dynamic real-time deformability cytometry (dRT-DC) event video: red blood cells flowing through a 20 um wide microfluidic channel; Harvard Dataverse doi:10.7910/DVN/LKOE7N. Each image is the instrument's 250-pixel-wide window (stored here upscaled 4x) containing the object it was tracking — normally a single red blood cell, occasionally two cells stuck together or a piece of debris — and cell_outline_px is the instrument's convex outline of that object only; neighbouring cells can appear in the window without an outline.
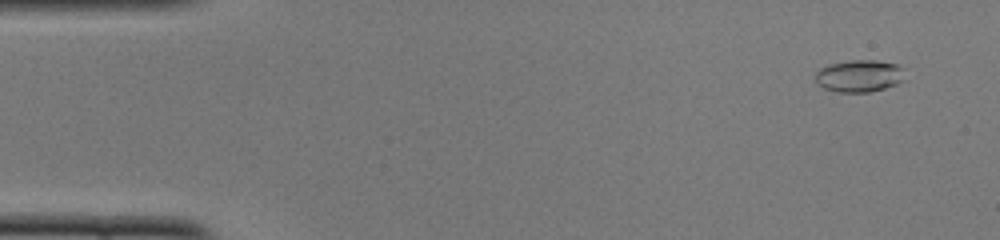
{"species": "common noctule bat (a hibernating species)", "species_latin": "Nyctalus noctula", "temperature_condition": "cold", "stored_images_in_passage": 51, "segment_of_instrument_passage": [1, 2], "camera_frame_rate_fps": 3000, "um_per_image_px": 0.085, "animal": {"sex": "female", "body_mass_g": 22.0, "forearm_length_mm": 56.7}, "frame": {"image": 1, "passage_image": 3, "time_ms": 0.667, "image_size_px": [1000, 240], "cell_outline_px": [[904, 80], [896, 84], [884, 88], [868, 92], [836, 92], [824, 88], [816, 84], [816, 72], [820, 68], [828, 64], [852, 60], [876, 60], [900, 64], [904, 68]], "centroid_in_image_um": [73.05, 6.44], "position_along_channel_um": 11.9, "area_um2": 16.99}}
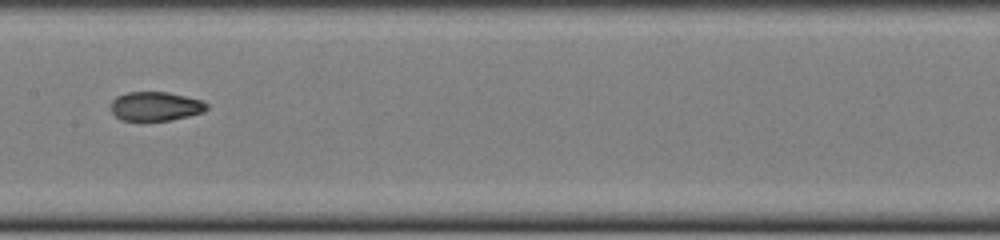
{"frame": {"image": 2, "passage_image": 25, "time_ms": 8.0, "image_size_px": [1000, 240], "cell_outline_px": [[208, 108], [204, 112], [172, 120], [120, 120], [112, 112], [112, 100], [116, 96], [128, 92], [168, 92], [200, 100], [208, 104]], "centroid_in_image_um": [13.22, 9.03], "position_along_channel_um": 194.2, "area_um2": 16.13}}
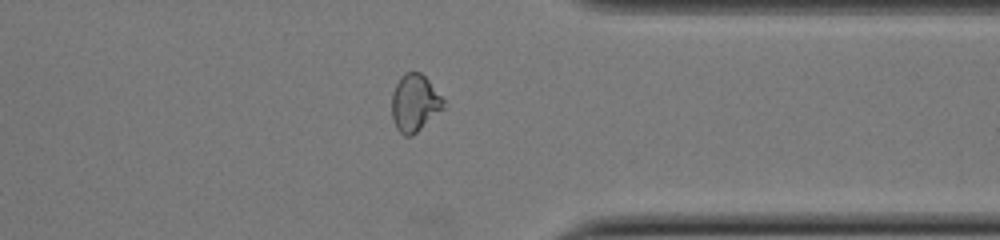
{"frame": {"image": 3, "passage_image": 39, "time_ms": 12.667, "image_size_px": [1000, 240], "cell_outline_px": [[444, 108], [412, 136], [404, 136], [396, 128], [392, 120], [392, 92], [400, 76], [404, 72], [420, 72], [428, 80], [444, 100]], "centroid_in_image_um": [35.22, 8.75], "position_along_channel_um": 376.2, "area_um2": 17.17}}